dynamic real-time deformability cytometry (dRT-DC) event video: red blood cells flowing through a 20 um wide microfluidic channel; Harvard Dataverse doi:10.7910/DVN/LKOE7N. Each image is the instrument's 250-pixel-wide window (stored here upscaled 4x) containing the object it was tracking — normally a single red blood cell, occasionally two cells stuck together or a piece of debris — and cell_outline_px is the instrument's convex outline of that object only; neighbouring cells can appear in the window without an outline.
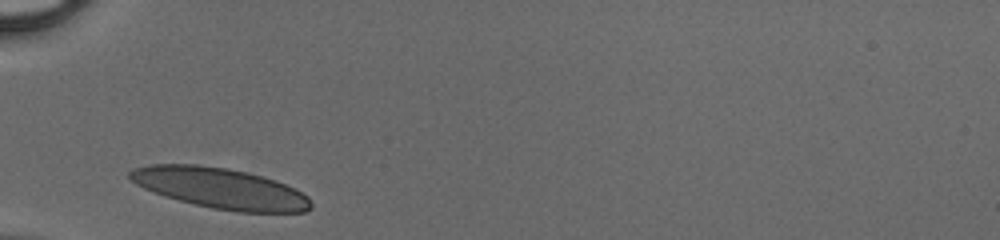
{"species": "human", "species_latin": "Homo sapiens", "temperature_condition": "cold", "stored_images_in_passage": 24, "camera_frame_rate_fps": 3000, "um_per_image_px": 0.085, "donor": {"sex": "male"}, "frame": {"image": 1, "passage_image": 1, "time_ms": 0.0, "image_size_px": [1000, 240], "cell_outline_px": [[312, 208], [304, 212], [240, 212], [212, 208], [164, 196], [144, 188], [136, 184], [128, 176], [128, 172], [132, 168], [148, 164], [196, 164], [228, 168], [248, 172], [284, 184], [308, 196], [312, 204]], "centroid_in_image_um": [18.69, 15.99], "position_along_channel_um": 66.3, "area_um2": 42.66}}
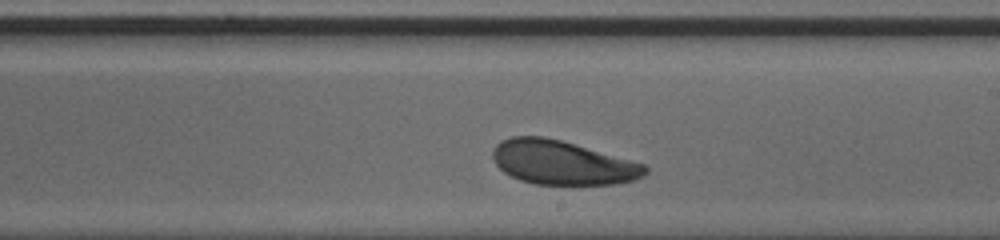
{"frame": {"image": 2, "passage_image": 14, "time_ms": 4.333, "image_size_px": [1000, 240], "cell_outline_px": [[648, 172], [644, 176], [636, 180], [616, 184], [536, 184], [520, 180], [504, 172], [496, 164], [492, 156], [492, 148], [500, 140], [512, 136], [544, 136], [560, 140], [644, 164], [648, 168]], "centroid_in_image_um": [47.77, 13.82], "position_along_channel_um": 241.2, "area_um2": 38.96}}
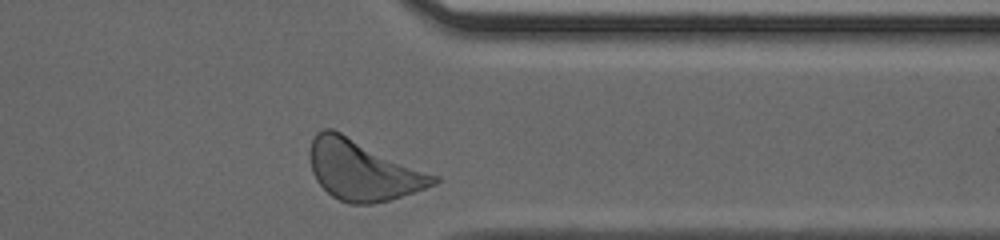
{"frame": {"image": 3, "passage_image": 24, "time_ms": 7.667, "image_size_px": [1000, 240], "cell_outline_px": [[440, 180], [436, 184], [388, 200], [372, 204], [348, 204], [332, 196], [316, 180], [312, 172], [308, 156], [308, 152], [312, 140], [316, 132], [324, 128], [332, 128], [440, 176]], "centroid_in_image_um": [30.82, 14.45], "position_along_channel_um": 380.6, "area_um2": 43.58}}